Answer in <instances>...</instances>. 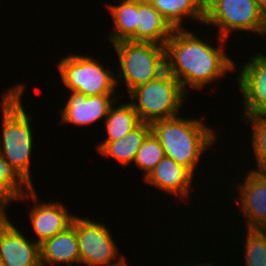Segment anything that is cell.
Listing matches in <instances>:
<instances>
[{"label":"cell","instance_id":"obj_1","mask_svg":"<svg viewBox=\"0 0 266 266\" xmlns=\"http://www.w3.org/2000/svg\"><path fill=\"white\" fill-rule=\"evenodd\" d=\"M186 29H174L166 48V70L181 84L188 94V88H205L226 73L234 72V60L225 54L226 39L218 36L220 48L202 41Z\"/></svg>","mask_w":266,"mask_h":266},{"label":"cell","instance_id":"obj_2","mask_svg":"<svg viewBox=\"0 0 266 266\" xmlns=\"http://www.w3.org/2000/svg\"><path fill=\"white\" fill-rule=\"evenodd\" d=\"M24 90V84H16L2 95L0 109L3 117L0 126L3 131L0 139V153L19 175L34 187L30 168L34 135L31 128L32 116L26 113L21 103Z\"/></svg>","mask_w":266,"mask_h":266},{"label":"cell","instance_id":"obj_3","mask_svg":"<svg viewBox=\"0 0 266 266\" xmlns=\"http://www.w3.org/2000/svg\"><path fill=\"white\" fill-rule=\"evenodd\" d=\"M212 128L200 119H185L179 115L151 123V131L158 138L165 156L187 168L193 175L201 154L216 142L217 133Z\"/></svg>","mask_w":266,"mask_h":266},{"label":"cell","instance_id":"obj_4","mask_svg":"<svg viewBox=\"0 0 266 266\" xmlns=\"http://www.w3.org/2000/svg\"><path fill=\"white\" fill-rule=\"evenodd\" d=\"M120 69L119 79L125 81L130 93L136 87L157 79L166 71V48L153 42L120 41L113 44Z\"/></svg>","mask_w":266,"mask_h":266},{"label":"cell","instance_id":"obj_5","mask_svg":"<svg viewBox=\"0 0 266 266\" xmlns=\"http://www.w3.org/2000/svg\"><path fill=\"white\" fill-rule=\"evenodd\" d=\"M186 95L179 81L166 70L157 79L133 89L129 98L140 121L151 124L181 115Z\"/></svg>","mask_w":266,"mask_h":266},{"label":"cell","instance_id":"obj_6","mask_svg":"<svg viewBox=\"0 0 266 266\" xmlns=\"http://www.w3.org/2000/svg\"><path fill=\"white\" fill-rule=\"evenodd\" d=\"M204 23L217 26L224 39L233 30L266 35V15L254 0H205Z\"/></svg>","mask_w":266,"mask_h":266},{"label":"cell","instance_id":"obj_7","mask_svg":"<svg viewBox=\"0 0 266 266\" xmlns=\"http://www.w3.org/2000/svg\"><path fill=\"white\" fill-rule=\"evenodd\" d=\"M57 66L61 80L69 91H78L85 96L117 93L115 72L91 56L71 53L62 57Z\"/></svg>","mask_w":266,"mask_h":266},{"label":"cell","instance_id":"obj_8","mask_svg":"<svg viewBox=\"0 0 266 266\" xmlns=\"http://www.w3.org/2000/svg\"><path fill=\"white\" fill-rule=\"evenodd\" d=\"M74 229L78 238L80 265L128 266L124 255L118 258L116 242L106 225L75 216Z\"/></svg>","mask_w":266,"mask_h":266},{"label":"cell","instance_id":"obj_9","mask_svg":"<svg viewBox=\"0 0 266 266\" xmlns=\"http://www.w3.org/2000/svg\"><path fill=\"white\" fill-rule=\"evenodd\" d=\"M28 198L34 202V206L28 214L33 232L37 238L35 240L37 244H42L45 240L54 237L72 225L76 215L69 213L68 209L60 202H38L39 196H37L34 187L18 200L25 201Z\"/></svg>","mask_w":266,"mask_h":266},{"label":"cell","instance_id":"obj_10","mask_svg":"<svg viewBox=\"0 0 266 266\" xmlns=\"http://www.w3.org/2000/svg\"><path fill=\"white\" fill-rule=\"evenodd\" d=\"M236 80L244 102L242 116L266 114V55H253L240 68Z\"/></svg>","mask_w":266,"mask_h":266},{"label":"cell","instance_id":"obj_11","mask_svg":"<svg viewBox=\"0 0 266 266\" xmlns=\"http://www.w3.org/2000/svg\"><path fill=\"white\" fill-rule=\"evenodd\" d=\"M0 211V257L5 266H41L40 245L29 241Z\"/></svg>","mask_w":266,"mask_h":266},{"label":"cell","instance_id":"obj_12","mask_svg":"<svg viewBox=\"0 0 266 266\" xmlns=\"http://www.w3.org/2000/svg\"><path fill=\"white\" fill-rule=\"evenodd\" d=\"M69 96L64 108L59 109L60 122L78 126H89L102 119L105 120L112 104L118 102L117 98L121 97L117 94L85 96L78 91H71Z\"/></svg>","mask_w":266,"mask_h":266},{"label":"cell","instance_id":"obj_13","mask_svg":"<svg viewBox=\"0 0 266 266\" xmlns=\"http://www.w3.org/2000/svg\"><path fill=\"white\" fill-rule=\"evenodd\" d=\"M240 183L238 202L247 218V229H260L266 225V173L249 170Z\"/></svg>","mask_w":266,"mask_h":266},{"label":"cell","instance_id":"obj_14","mask_svg":"<svg viewBox=\"0 0 266 266\" xmlns=\"http://www.w3.org/2000/svg\"><path fill=\"white\" fill-rule=\"evenodd\" d=\"M193 174L172 158L163 157L155 168L144 178L146 183L155 186L166 194L178 195L181 199L189 196L190 187L193 185Z\"/></svg>","mask_w":266,"mask_h":266},{"label":"cell","instance_id":"obj_15","mask_svg":"<svg viewBox=\"0 0 266 266\" xmlns=\"http://www.w3.org/2000/svg\"><path fill=\"white\" fill-rule=\"evenodd\" d=\"M41 266H54L55 264H76L80 266V254L78 238L72 225L66 230L56 234L54 237L45 240L40 244Z\"/></svg>","mask_w":266,"mask_h":266},{"label":"cell","instance_id":"obj_16","mask_svg":"<svg viewBox=\"0 0 266 266\" xmlns=\"http://www.w3.org/2000/svg\"><path fill=\"white\" fill-rule=\"evenodd\" d=\"M173 32L165 18L147 0H137V42L166 45Z\"/></svg>","mask_w":266,"mask_h":266},{"label":"cell","instance_id":"obj_17","mask_svg":"<svg viewBox=\"0 0 266 266\" xmlns=\"http://www.w3.org/2000/svg\"><path fill=\"white\" fill-rule=\"evenodd\" d=\"M172 29H185L184 18L204 23L205 0H149ZM192 18V19H191Z\"/></svg>","mask_w":266,"mask_h":266},{"label":"cell","instance_id":"obj_18","mask_svg":"<svg viewBox=\"0 0 266 266\" xmlns=\"http://www.w3.org/2000/svg\"><path fill=\"white\" fill-rule=\"evenodd\" d=\"M151 132V124L141 122L136 128L117 141L107 142L98 152L115 159L120 165L133 163L138 149Z\"/></svg>","mask_w":266,"mask_h":266},{"label":"cell","instance_id":"obj_19","mask_svg":"<svg viewBox=\"0 0 266 266\" xmlns=\"http://www.w3.org/2000/svg\"><path fill=\"white\" fill-rule=\"evenodd\" d=\"M120 1L121 4L107 5L115 27L107 35L108 39L112 44L120 41L137 42V0Z\"/></svg>","mask_w":266,"mask_h":266},{"label":"cell","instance_id":"obj_20","mask_svg":"<svg viewBox=\"0 0 266 266\" xmlns=\"http://www.w3.org/2000/svg\"><path fill=\"white\" fill-rule=\"evenodd\" d=\"M110 107L107 117L104 120L107 138L96 145L99 151L107 142L117 141L127 133L136 128L140 123L139 116L130 102Z\"/></svg>","mask_w":266,"mask_h":266},{"label":"cell","instance_id":"obj_21","mask_svg":"<svg viewBox=\"0 0 266 266\" xmlns=\"http://www.w3.org/2000/svg\"><path fill=\"white\" fill-rule=\"evenodd\" d=\"M32 188L0 153V211L6 212L11 202L18 200Z\"/></svg>","mask_w":266,"mask_h":266},{"label":"cell","instance_id":"obj_22","mask_svg":"<svg viewBox=\"0 0 266 266\" xmlns=\"http://www.w3.org/2000/svg\"><path fill=\"white\" fill-rule=\"evenodd\" d=\"M248 119L251 123L252 131V145L253 154L255 156L256 169L251 171L258 173H266V114H258L248 117H241Z\"/></svg>","mask_w":266,"mask_h":266},{"label":"cell","instance_id":"obj_23","mask_svg":"<svg viewBox=\"0 0 266 266\" xmlns=\"http://www.w3.org/2000/svg\"><path fill=\"white\" fill-rule=\"evenodd\" d=\"M163 157H165L164 149L151 131L138 149L133 163L138 169H142L145 174L143 177L146 178Z\"/></svg>","mask_w":266,"mask_h":266},{"label":"cell","instance_id":"obj_24","mask_svg":"<svg viewBox=\"0 0 266 266\" xmlns=\"http://www.w3.org/2000/svg\"><path fill=\"white\" fill-rule=\"evenodd\" d=\"M245 266H266V238L259 229H246Z\"/></svg>","mask_w":266,"mask_h":266},{"label":"cell","instance_id":"obj_25","mask_svg":"<svg viewBox=\"0 0 266 266\" xmlns=\"http://www.w3.org/2000/svg\"><path fill=\"white\" fill-rule=\"evenodd\" d=\"M257 6L264 12L266 15V0H254Z\"/></svg>","mask_w":266,"mask_h":266},{"label":"cell","instance_id":"obj_26","mask_svg":"<svg viewBox=\"0 0 266 266\" xmlns=\"http://www.w3.org/2000/svg\"><path fill=\"white\" fill-rule=\"evenodd\" d=\"M259 230L262 232V234H263V235L265 236V238H266V225H264L263 227H261Z\"/></svg>","mask_w":266,"mask_h":266},{"label":"cell","instance_id":"obj_27","mask_svg":"<svg viewBox=\"0 0 266 266\" xmlns=\"http://www.w3.org/2000/svg\"><path fill=\"white\" fill-rule=\"evenodd\" d=\"M189 266H191V265H189ZM192 266H213V265H211V264L209 263V264H206V265H205V264H203V265H202V264H201V265H200V264H198V265H194V264H193Z\"/></svg>","mask_w":266,"mask_h":266},{"label":"cell","instance_id":"obj_28","mask_svg":"<svg viewBox=\"0 0 266 266\" xmlns=\"http://www.w3.org/2000/svg\"><path fill=\"white\" fill-rule=\"evenodd\" d=\"M0 266H5L3 259L0 257Z\"/></svg>","mask_w":266,"mask_h":266}]
</instances>
